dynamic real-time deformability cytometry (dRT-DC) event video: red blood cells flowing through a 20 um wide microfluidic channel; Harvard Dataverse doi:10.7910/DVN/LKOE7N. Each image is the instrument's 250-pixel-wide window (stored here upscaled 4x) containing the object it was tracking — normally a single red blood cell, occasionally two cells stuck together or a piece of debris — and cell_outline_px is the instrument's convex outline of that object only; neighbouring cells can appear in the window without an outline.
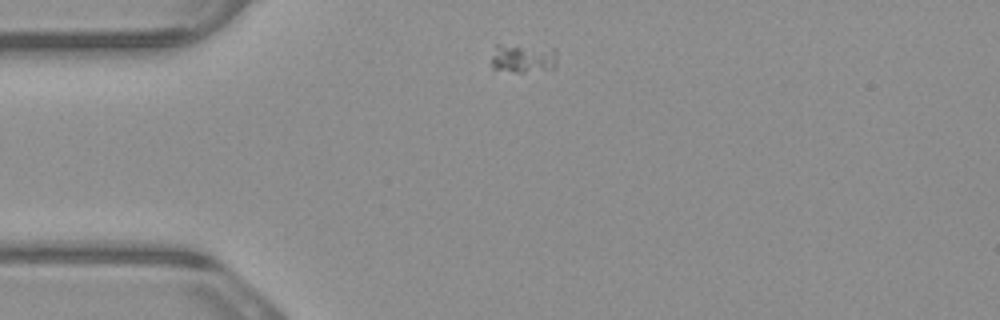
{"species": "common noctule bat (a hibernating species)", "species_latin": "Nyctalus noctula", "temperature_condition": "warm", "stored_images_in_passage": 4, "camera_frame_rate_fps": 3000, "um_per_image_px": 0.085, "animal": {"sex": "male", "body_mass_g": 23.1, "forearm_length_mm": 52.7}, "frame": {"image": 1, "passage_image": 1, "time_ms": 0.0, "image_size_px": [1000, 320], "cell_outline_px": [[556, 68], [524, 72], [516, 72], [492, 68], [492, 56], [496, 44], [500, 44], [556, 48]], "centroid_in_image_um": [44.49, 4.94], "position_along_channel_um": 40.5, "area_um2": 11.16}}
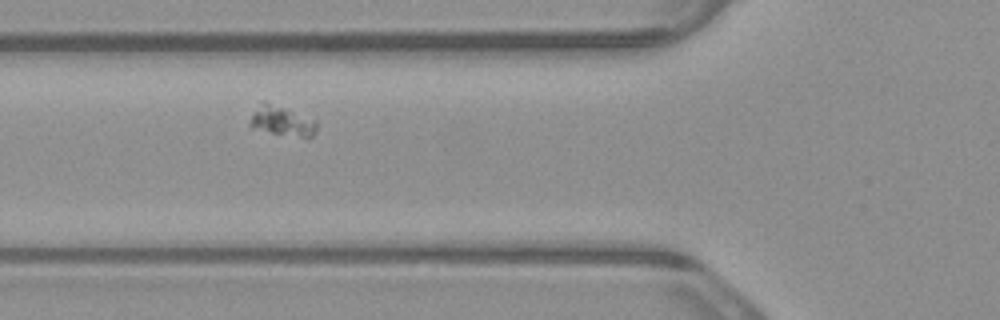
{"frame": {"image": 2, "passage_image": 3, "time_ms": 0.667, "image_size_px": [1000, 320], "cell_outline_px": [[316, 132], [308, 140], [248, 128], [248, 124], [252, 116], [264, 100], [316, 120]], "centroid_in_image_um": [23.99, 10.35], "position_along_channel_um": 101.8, "area_um2": 11.79}}
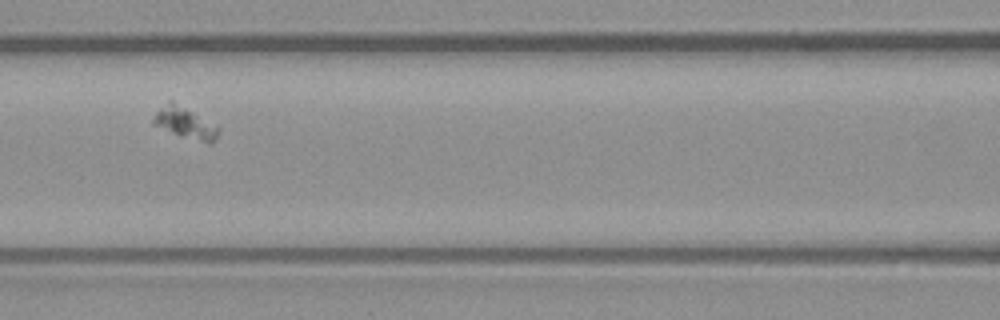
{"frame": {"image": 3, "passage_image": 4, "time_ms": 1.0, "image_size_px": [1000, 320], "cell_outline_px": [[220, 132], [216, 140], [208, 144], [180, 136], [152, 124], [152, 120], [156, 112], [168, 100], [172, 100], [220, 128]], "centroid_in_image_um": [15.74, 10.47], "position_along_channel_um": 150.9, "area_um2": 11.79}}